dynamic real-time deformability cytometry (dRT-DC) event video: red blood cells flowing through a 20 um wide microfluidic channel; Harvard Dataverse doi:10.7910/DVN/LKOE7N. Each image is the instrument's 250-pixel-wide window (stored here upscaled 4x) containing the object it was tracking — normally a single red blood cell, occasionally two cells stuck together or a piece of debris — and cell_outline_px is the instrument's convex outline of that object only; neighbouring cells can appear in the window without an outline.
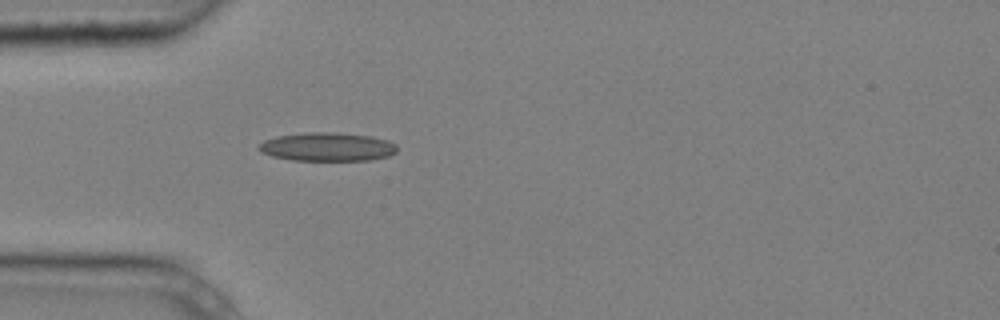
{"species": "common noctule bat (a hibernating species)", "species_latin": "Nyctalus noctula", "temperature_condition": "cold", "stored_images_in_passage": 1, "camera_frame_rate_fps": 3000, "um_per_image_px": 0.085, "animal": {"sex": "male", "body_mass_g": 20.4}, "frame": {"image": 1, "passage_image": 1, "time_ms": 0.0, "image_size_px": [1000, 320], "cell_outline_px": [[396, 152], [388, 156], [368, 160], [292, 160], [272, 156], [260, 152], [256, 148], [264, 140], [276, 136], [308, 132], [336, 132], [372, 136], [388, 140], [396, 144]], "centroid_in_image_um": [27.8, 12.47], "position_along_channel_um": 57.2, "area_um2": 23.12}}